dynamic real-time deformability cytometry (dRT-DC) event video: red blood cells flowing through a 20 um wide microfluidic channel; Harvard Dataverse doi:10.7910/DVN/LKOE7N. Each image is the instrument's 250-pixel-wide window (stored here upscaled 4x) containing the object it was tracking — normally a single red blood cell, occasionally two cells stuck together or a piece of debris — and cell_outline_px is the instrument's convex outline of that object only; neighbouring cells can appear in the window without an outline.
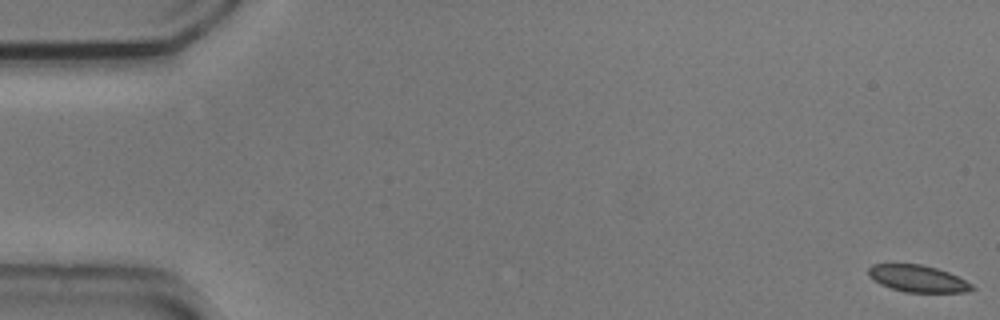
{"species": "common noctule bat (a hibernating species)", "species_latin": "Nyctalus noctula", "temperature_condition": "cold", "stored_images_in_passage": 55, "camera_frame_rate_fps": 3000, "um_per_image_px": 0.085, "animal": {"sex": "male", "body_mass_g": 20.5, "forearm_length_mm": 52.5}, "frame": {"image": 1, "passage_image": 1, "time_ms": 0.0, "image_size_px": [1000, 320], "cell_outline_px": [[976, 288], [968, 292], [904, 292], [880, 284], [868, 276], [868, 268], [872, 264], [920, 264], [936, 268], [948, 272], [972, 284]], "centroid_in_image_um": [78.0, 23.68], "position_along_channel_um": 7.0, "area_um2": 16.13}}
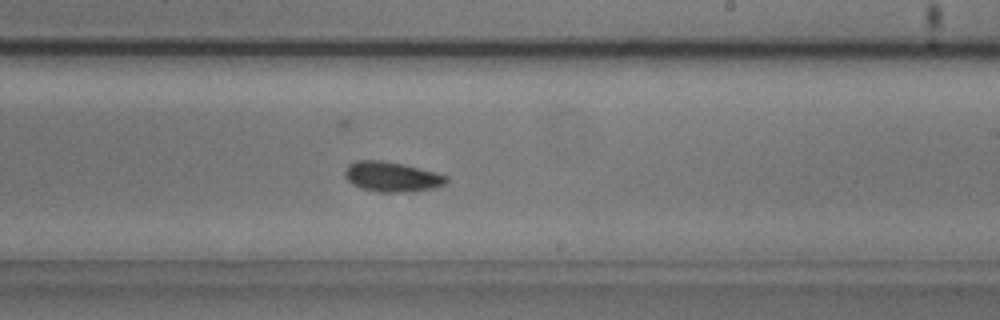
{"frame": {"image": 2, "passage_image": 33, "time_ms": 10.667, "image_size_px": [1000, 320], "cell_outline_px": [[448, 180], [444, 184], [436, 188], [408, 192], [376, 192], [360, 188], [352, 184], [344, 176], [344, 172], [348, 164], [356, 160], [384, 160], [404, 164], [436, 172], [448, 176]], "centroid_in_image_um": [33.3, 15.02], "position_along_channel_um": 255.7, "area_um2": 18.03}}
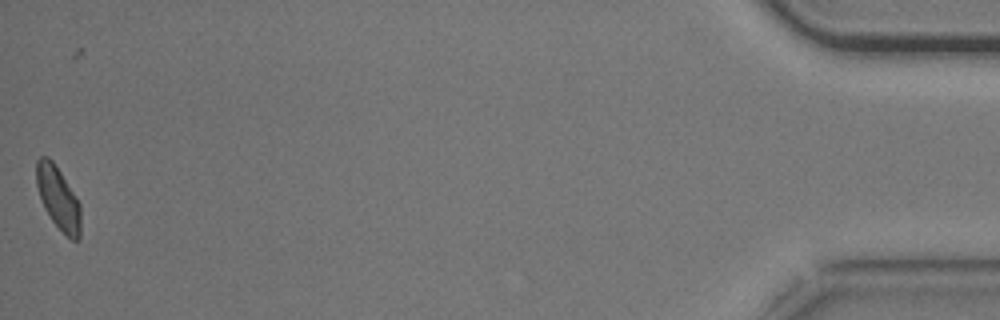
{"frame": {"image": 3, "passage_image": 55, "time_ms": 18.0, "image_size_px": [1000, 320], "cell_outline_px": [[80, 240], [72, 240], [52, 220], [44, 208], [36, 184], [36, 160], [40, 156], [48, 156], [52, 160], [60, 172], [80, 204]], "centroid_in_image_um": [4.93, 16.81], "position_along_channel_um": 430.3, "area_um2": 15.9}}